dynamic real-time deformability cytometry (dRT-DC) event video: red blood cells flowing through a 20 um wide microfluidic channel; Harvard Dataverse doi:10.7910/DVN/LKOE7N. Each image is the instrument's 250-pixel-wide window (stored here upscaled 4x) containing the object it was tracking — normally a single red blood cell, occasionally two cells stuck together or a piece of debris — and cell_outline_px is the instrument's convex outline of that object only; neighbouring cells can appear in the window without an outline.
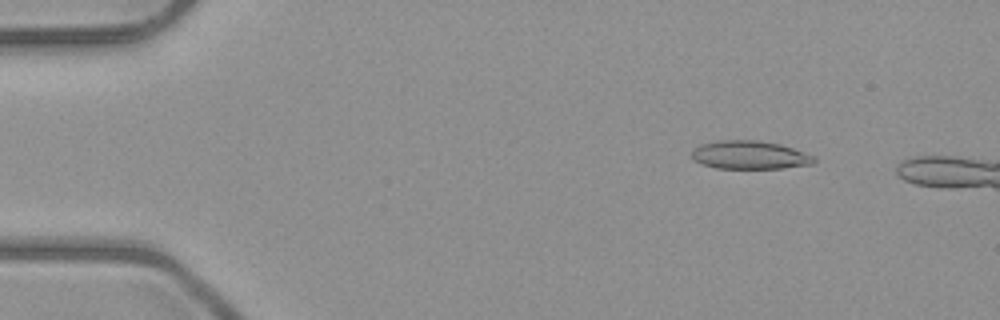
{"species": "common noctule bat (a hibernating species)", "species_latin": "Nyctalus noctula", "temperature_condition": "room temperature", "stored_images_in_passage": 4, "camera_frame_rate_fps": 3000, "um_per_image_px": 0.085, "animal": {"sex": "male", "body_mass_g": 23.1, "forearm_length_mm": 52.7}, "frame": {"image": 1, "passage_image": 1, "time_ms": 0.0, "image_size_px": [1000, 320], "cell_outline_px": [[816, 160], [812, 164], [780, 168], [716, 168], [692, 160], [692, 148], [700, 144], [720, 140], [756, 140], [780, 144], [816, 156]], "centroid_in_image_um": [63.71, 13.17], "position_along_channel_um": 21.3, "area_um2": 20.17}}